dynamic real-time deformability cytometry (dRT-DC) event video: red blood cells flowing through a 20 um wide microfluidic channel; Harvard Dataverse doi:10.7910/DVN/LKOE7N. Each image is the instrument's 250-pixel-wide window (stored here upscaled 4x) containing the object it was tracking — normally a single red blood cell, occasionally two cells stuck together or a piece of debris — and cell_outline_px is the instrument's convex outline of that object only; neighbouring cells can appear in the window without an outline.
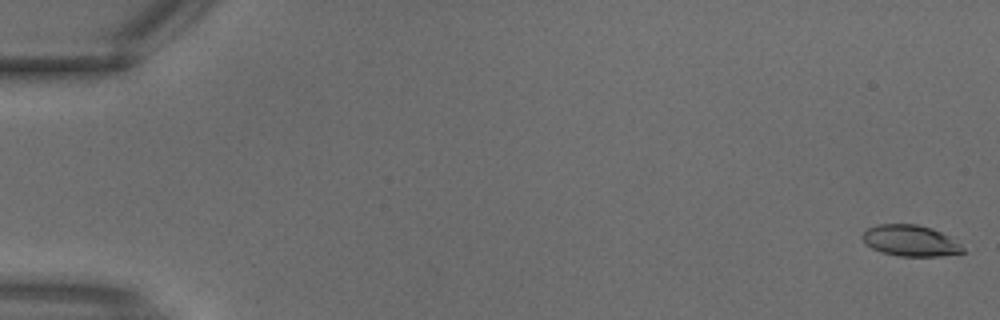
{"species": "common noctule bat (a hibernating species)", "species_latin": "Nyctalus noctula", "temperature_condition": "warm", "stored_images_in_passage": 4, "camera_frame_rate_fps": 3000, "um_per_image_px": 0.085, "animal": {"sex": "male", "body_mass_g": 18.8}, "frame": {"image": 1, "passage_image": 4, "time_ms": 1.0, "image_size_px": [1000, 320], "cell_outline_px": [[964, 252], [940, 256], [900, 256], [880, 252], [864, 244], [864, 232], [868, 228], [876, 224], [916, 224], [932, 228], [948, 236], [960, 244], [964, 248]], "centroid_in_image_um": [77.37, 20.46], "position_along_channel_um": 7.6, "area_um2": 18.09}}